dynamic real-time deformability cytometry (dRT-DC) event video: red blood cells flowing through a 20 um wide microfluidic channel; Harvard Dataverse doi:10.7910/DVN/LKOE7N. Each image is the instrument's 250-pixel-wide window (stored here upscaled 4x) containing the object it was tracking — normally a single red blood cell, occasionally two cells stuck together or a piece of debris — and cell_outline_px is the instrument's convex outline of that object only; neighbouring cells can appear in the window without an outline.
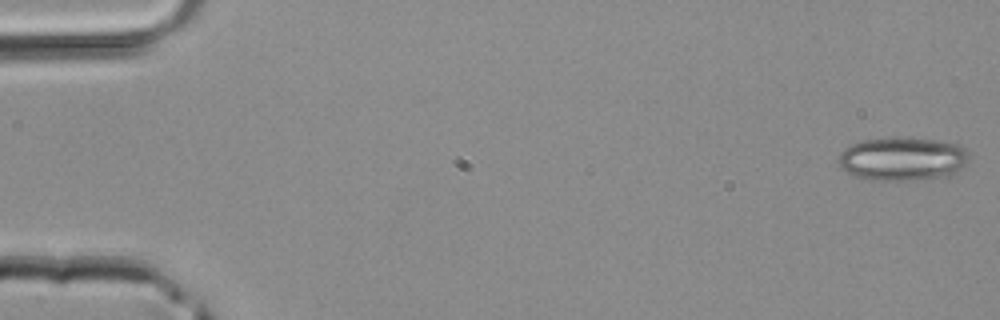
{"species": "common noctule bat (a hibernating species)", "species_latin": "Nyctalus noctula", "temperature_condition": "room temperature", "stored_images_in_passage": 40, "camera_frame_rate_fps": 3000, "um_per_image_px": 0.085, "animal": {"sex": "male", "body_mass_g": 20.4}, "frame": {"image": 1, "passage_image": 1, "time_ms": 0.0, "image_size_px": [1000, 320], "cell_outline_px": [[968, 160], [956, 172], [948, 176], [916, 180], [872, 180], [856, 176], [840, 168], [836, 160], [840, 152], [848, 144], [864, 140], [936, 140], [960, 144], [968, 152]], "centroid_in_image_um": [76.68, 13.54], "position_along_channel_um": 8.3, "area_um2": 32.54}}
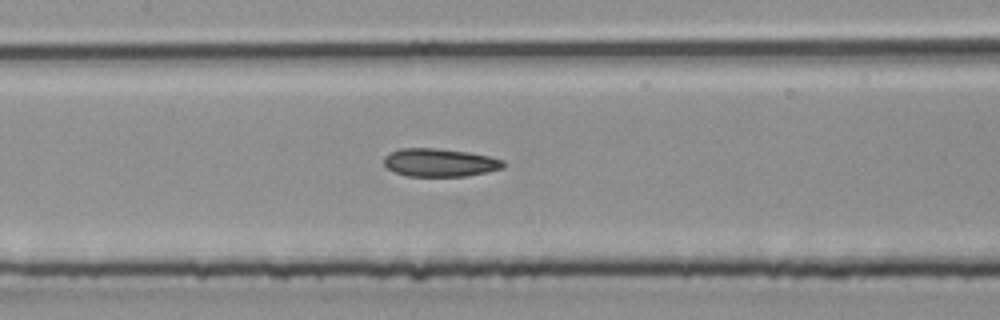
{"frame": {"image": 2, "passage_image": 21, "time_ms": 6.667, "image_size_px": [1000, 320], "cell_outline_px": [[504, 168], [488, 172], [468, 176], [408, 176], [396, 172], [388, 168], [384, 164], [384, 156], [388, 152], [400, 148], [440, 148], [468, 152], [488, 156], [504, 160]], "centroid_in_image_um": [37.38, 13.81], "position_along_channel_um": 170.0, "area_um2": 19.71}}
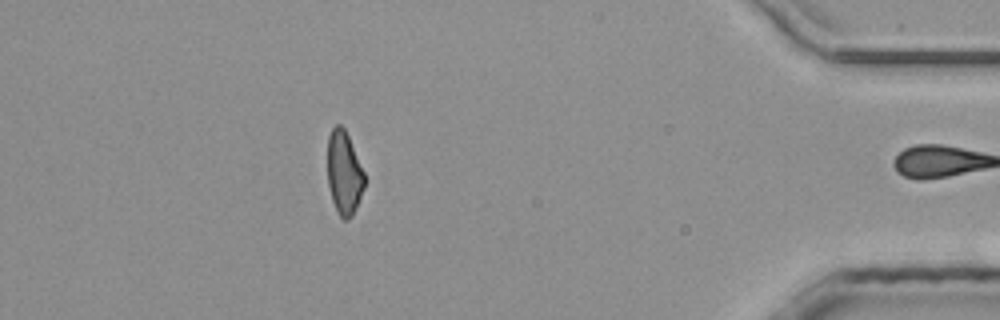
{"frame": {"image": 3, "passage_image": 39, "time_ms": 12.667, "image_size_px": [1000, 320], "cell_outline_px": [[364, 188], [352, 216], [348, 220], [344, 220], [340, 216], [332, 200], [328, 184], [328, 136], [332, 128], [336, 124], [340, 124], [344, 128], [348, 136], [364, 172]], "centroid_in_image_um": [29.24, 14.69], "position_along_channel_um": 406.0, "area_um2": 17.74}}